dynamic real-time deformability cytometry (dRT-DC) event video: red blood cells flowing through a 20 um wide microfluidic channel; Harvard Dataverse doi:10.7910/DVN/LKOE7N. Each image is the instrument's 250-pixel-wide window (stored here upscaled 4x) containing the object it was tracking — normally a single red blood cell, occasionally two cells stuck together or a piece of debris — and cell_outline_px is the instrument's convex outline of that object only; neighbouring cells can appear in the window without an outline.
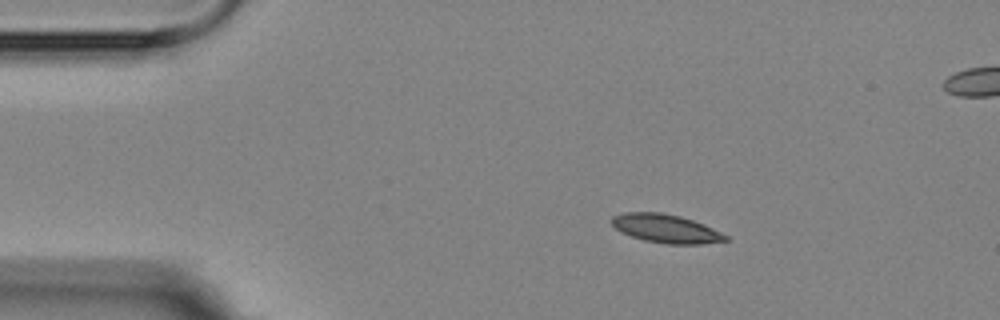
{"species": "Egyptian fruit bat (a non-hibernating species)", "species_latin": "Rousettus aegyptiacus", "temperature_condition": "room temperature", "stored_images_in_passage": 6, "camera_frame_rate_fps": 3000, "um_per_image_px": 0.085, "animal": {"sex": "female"}, "frame": {"image": 1, "passage_image": 3, "time_ms": 3.0, "image_size_px": [1000, 320], "cell_outline_px": [[728, 240], [700, 244], [668, 244], [644, 240], [620, 232], [608, 220], [612, 216], [624, 212], [660, 212], [680, 216], [704, 224], [728, 236]], "centroid_in_image_um": [56.56, 19.42], "position_along_channel_um": 28.4, "area_um2": 18.9}}
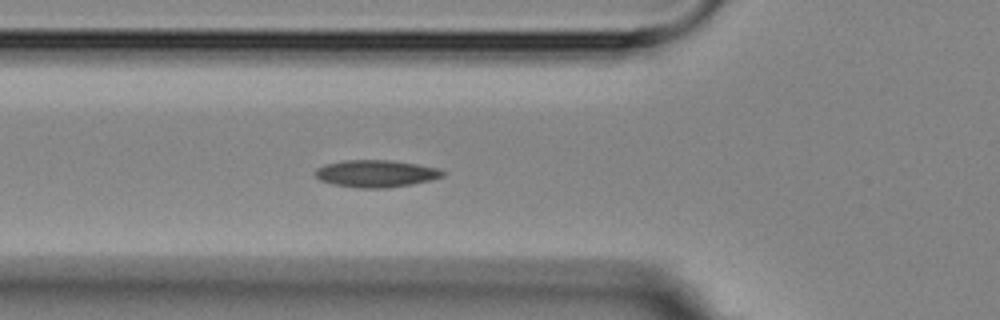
{"frame": {"image": 2, "passage_image": 6, "time_ms": 6.333, "image_size_px": [1000, 320], "cell_outline_px": [[444, 176], [412, 184], [388, 188], [360, 188], [332, 184], [320, 180], [316, 176], [316, 168], [324, 164], [344, 160], [388, 160], [416, 164], [440, 168], [444, 172]], "centroid_in_image_um": [31.94, 14.75], "position_along_channel_um": 93.9, "area_um2": 20.11}}